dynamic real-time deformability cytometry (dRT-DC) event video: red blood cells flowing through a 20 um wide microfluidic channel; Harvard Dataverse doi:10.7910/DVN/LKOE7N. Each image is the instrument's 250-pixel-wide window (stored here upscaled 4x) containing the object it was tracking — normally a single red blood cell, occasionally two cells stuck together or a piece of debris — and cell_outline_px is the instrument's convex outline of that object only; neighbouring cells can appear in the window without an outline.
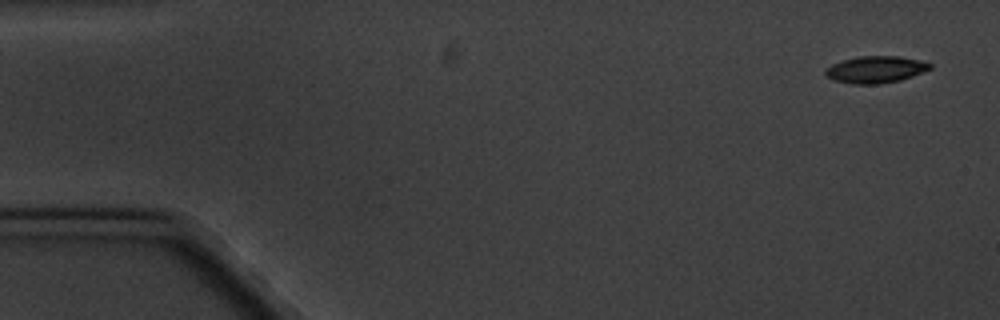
{"species": "common noctule bat (a hibernating species)", "species_latin": "Nyctalus noctula", "temperature_condition": "cold", "stored_images_in_passage": 5, "camera_frame_rate_fps": 3000, "um_per_image_px": 0.085, "animal": {"sex": "male", "body_mass_g": 20.1, "forearm_length_mm": 53.5}, "frame": {"image": 1, "passage_image": 1, "time_ms": 0.0, "image_size_px": [1000, 320], "cell_outline_px": [[932, 68], [912, 76], [900, 80], [880, 84], [852, 84], [832, 80], [824, 72], [832, 64], [844, 60], [860, 56], [900, 56], [920, 60], [932, 64]], "centroid_in_image_um": [74.44, 5.91], "position_along_channel_um": 10.6, "area_um2": 16.3}}
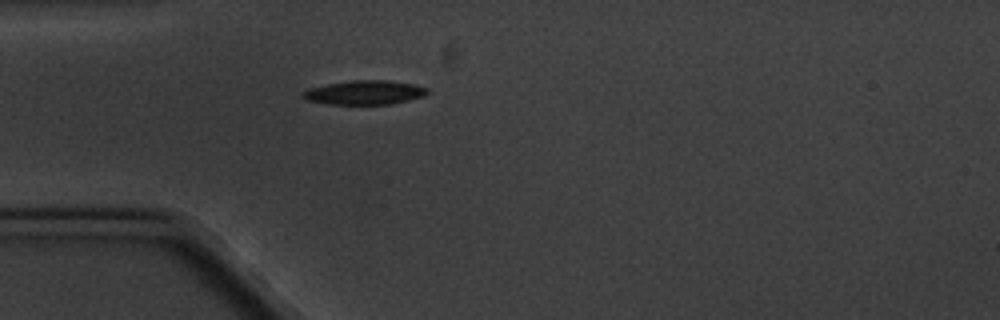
{"frame": {"image": 2, "passage_image": 5, "time_ms": 4.667, "image_size_px": [1000, 320], "cell_outline_px": [[428, 92], [424, 96], [392, 104], [328, 104], [308, 100], [300, 96], [300, 92], [312, 88], [328, 84], [352, 80], [388, 80], [412, 84], [428, 88]], "centroid_in_image_um": [30.99, 7.86], "position_along_channel_um": 54.0, "area_um2": 17.4}}